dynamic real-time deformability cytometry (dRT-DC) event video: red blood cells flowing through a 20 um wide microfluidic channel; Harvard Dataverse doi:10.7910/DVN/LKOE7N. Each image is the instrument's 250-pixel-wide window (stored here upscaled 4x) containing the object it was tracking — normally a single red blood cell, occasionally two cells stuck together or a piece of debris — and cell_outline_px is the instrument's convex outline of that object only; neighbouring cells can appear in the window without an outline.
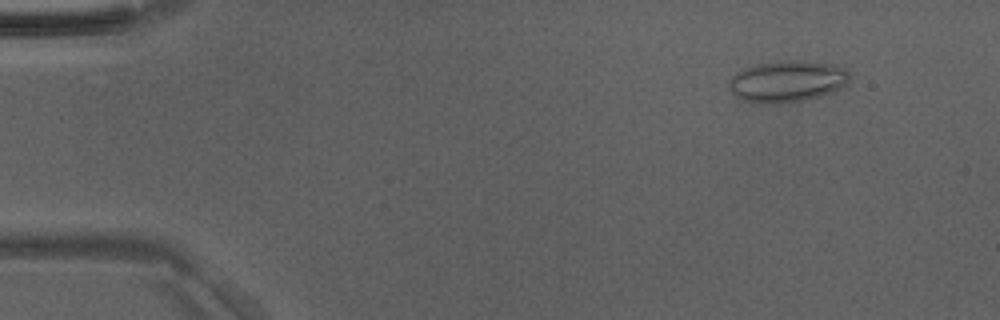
{"species": "Egyptian fruit bat (a non-hibernating species)", "species_latin": "Rousettus aegyptiacus", "temperature_condition": "room temperature", "stored_images_in_passage": 49, "camera_frame_rate_fps": 3000, "um_per_image_px": 0.085, "animal": {"sex": "male"}, "frame": {"image": 1, "passage_image": 5, "time_ms": 1.333, "image_size_px": [1000, 320], "cell_outline_px": [[848, 84], [832, 92], [820, 96], [804, 100], [776, 104], [756, 104], [744, 100], [736, 96], [728, 88], [728, 80], [732, 76], [744, 68], [756, 64], [776, 60], [800, 60], [832, 64], [844, 68], [848, 72]], "centroid_in_image_um": [66.88, 6.91], "position_along_channel_um": 18.1, "area_um2": 29.48}}
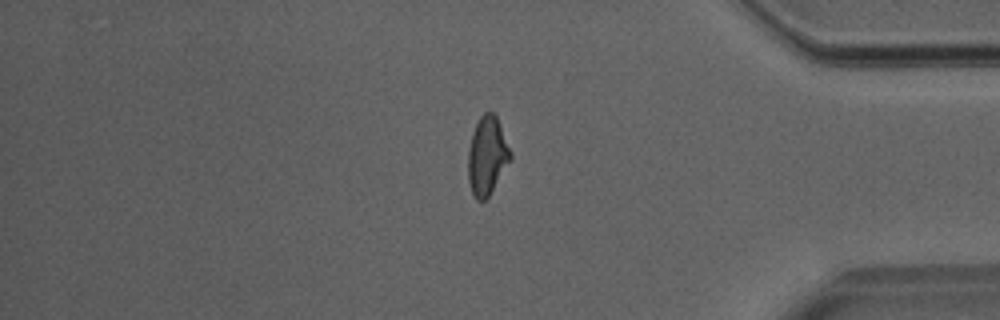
{"frame": {"image": 2, "passage_image": 41, "time_ms": 13.333, "image_size_px": [1000, 320], "cell_outline_px": [[512, 160], [488, 196], [484, 200], [476, 200], [472, 192], [468, 180], [468, 148], [472, 132], [480, 116], [484, 112], [492, 112], [496, 116], [512, 152]], "centroid_in_image_um": [41.41, 13.23], "position_along_channel_um": 393.8, "area_um2": 19.42}}
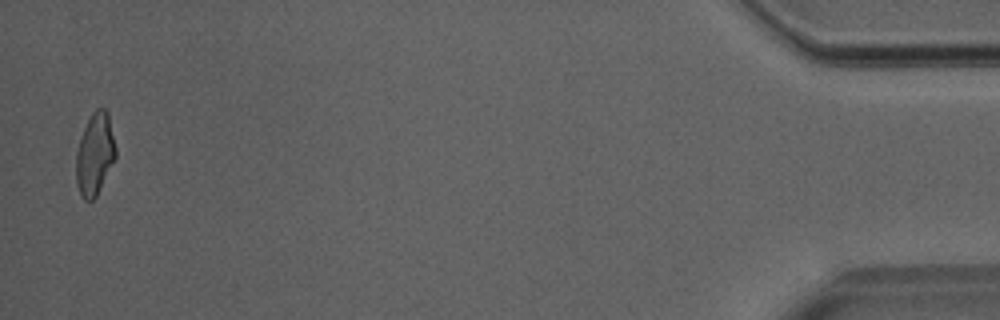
{"frame": {"image": 3, "passage_image": 48, "time_ms": 15.667, "image_size_px": [1000, 320], "cell_outline_px": [[116, 156], [96, 196], [92, 200], [84, 200], [80, 196], [76, 184], [76, 152], [84, 128], [92, 112], [96, 108], [104, 108], [108, 112], [116, 148]], "centroid_in_image_um": [8.05, 13.1], "position_along_channel_um": 427.1, "area_um2": 18.79}}